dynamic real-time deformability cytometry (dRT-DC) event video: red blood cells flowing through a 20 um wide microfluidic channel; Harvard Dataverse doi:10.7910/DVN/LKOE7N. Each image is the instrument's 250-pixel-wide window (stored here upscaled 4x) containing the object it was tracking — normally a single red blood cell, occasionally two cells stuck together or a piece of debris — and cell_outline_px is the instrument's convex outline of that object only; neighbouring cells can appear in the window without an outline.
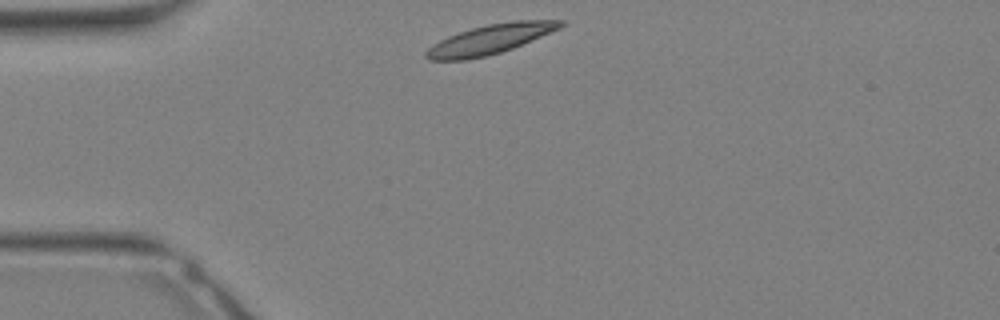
{"species": "Egyptian fruit bat (a non-hibernating species)", "species_latin": "Rousettus aegyptiacus", "temperature_condition": "warm", "stored_images_in_passage": 26, "camera_frame_rate_fps": 3000, "um_per_image_px": 0.085, "animal": {"sex": "female"}, "frame": {"image": 1, "passage_image": 1, "time_ms": 0.0, "image_size_px": [1000, 320], "cell_outline_px": [[564, 24], [560, 28], [512, 48], [500, 52], [484, 56], [464, 60], [428, 60], [424, 56], [424, 52], [432, 44], [448, 36], [472, 28], [488, 24], [512, 20], [564, 20]], "centroid_in_image_um": [41.62, 3.33], "position_along_channel_um": 43.4, "area_um2": 22.89}}
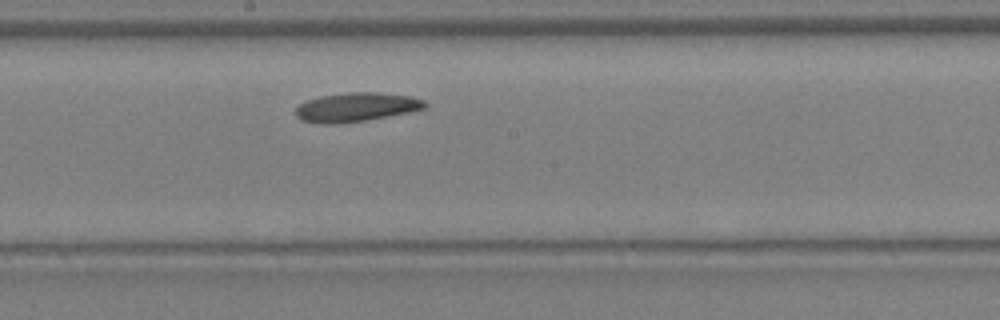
{"frame": {"image": 2, "passage_image": 11, "time_ms": 3.333, "image_size_px": [1000, 320], "cell_outline_px": [[428, 104], [424, 108], [408, 112], [364, 120], [336, 124], [324, 124], [300, 120], [296, 116], [296, 108], [300, 104], [308, 100], [320, 96], [352, 92], [376, 92], [412, 96], [424, 100]], "centroid_in_image_um": [30.27, 9.1], "position_along_channel_um": 217.9, "area_um2": 21.62}}
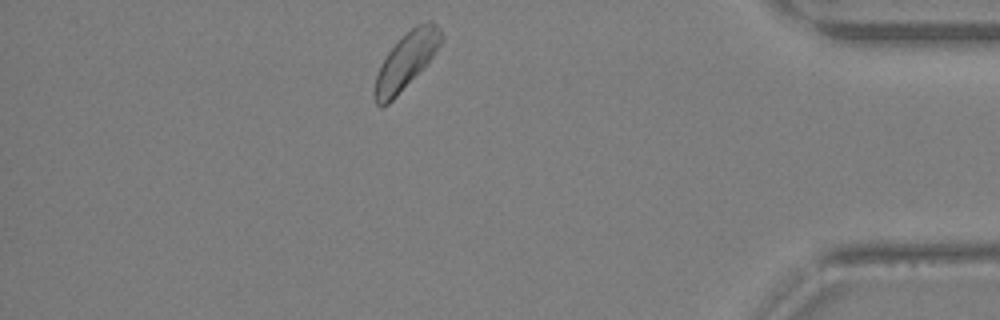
{"frame": {"image": 3, "passage_image": 22, "time_ms": 7.0, "image_size_px": [1000, 320], "cell_outline_px": [[440, 44], [432, 56], [396, 96], [388, 104], [380, 108], [376, 104], [372, 96], [372, 92], [376, 76], [380, 64], [388, 52], [416, 24], [428, 20], [432, 20], [440, 28]], "centroid_in_image_um": [34.45, 5.2], "position_along_channel_um": 400.7, "area_um2": 21.15}}